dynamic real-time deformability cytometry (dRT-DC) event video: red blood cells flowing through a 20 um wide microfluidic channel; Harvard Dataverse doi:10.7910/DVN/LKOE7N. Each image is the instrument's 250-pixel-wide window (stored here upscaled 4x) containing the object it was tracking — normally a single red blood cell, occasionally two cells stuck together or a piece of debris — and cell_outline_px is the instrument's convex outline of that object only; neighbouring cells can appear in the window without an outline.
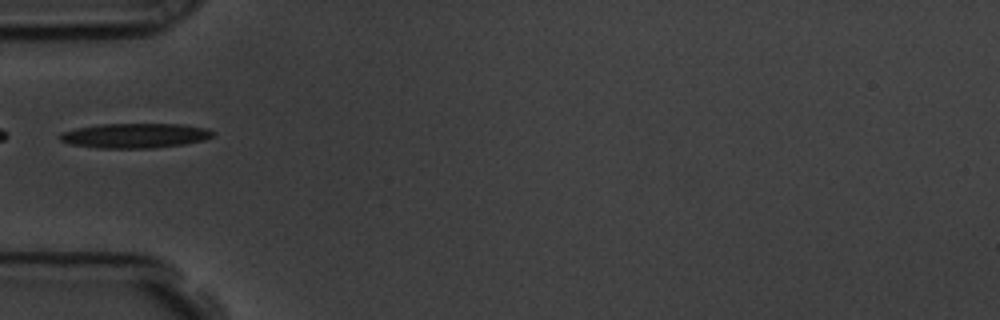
{"species": "common noctule bat (a hibernating species)", "species_latin": "Nyctalus noctula", "temperature_condition": "room temperature", "stored_images_in_passage": 37, "camera_frame_rate_fps": 3000, "um_per_image_px": 0.085, "animal": {"sex": "male", "body_mass_g": 19.5, "forearm_length_mm": 54.6}, "frame": {"image": 1, "passage_image": 1, "time_ms": 0.0, "image_size_px": [1000, 320], "cell_outline_px": [[216, 136], [204, 140], [184, 144], [152, 148], [100, 148], [72, 144], [60, 140], [60, 132], [76, 128], [100, 124], [184, 124], [208, 128], [216, 132]], "centroid_in_image_um": [11.55, 11.52], "position_along_channel_um": 73.5, "area_um2": 22.2}}